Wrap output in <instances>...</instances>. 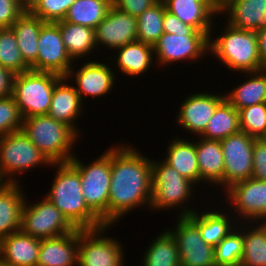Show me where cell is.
Instances as JSON below:
<instances>
[{
  "label": "cell",
  "instance_id": "obj_49",
  "mask_svg": "<svg viewBox=\"0 0 266 266\" xmlns=\"http://www.w3.org/2000/svg\"><path fill=\"white\" fill-rule=\"evenodd\" d=\"M219 13L231 0H207Z\"/></svg>",
  "mask_w": 266,
  "mask_h": 266
},
{
  "label": "cell",
  "instance_id": "obj_32",
  "mask_svg": "<svg viewBox=\"0 0 266 266\" xmlns=\"http://www.w3.org/2000/svg\"><path fill=\"white\" fill-rule=\"evenodd\" d=\"M240 131L239 112L225 99L216 108L214 115L200 137L221 141Z\"/></svg>",
  "mask_w": 266,
  "mask_h": 266
},
{
  "label": "cell",
  "instance_id": "obj_29",
  "mask_svg": "<svg viewBox=\"0 0 266 266\" xmlns=\"http://www.w3.org/2000/svg\"><path fill=\"white\" fill-rule=\"evenodd\" d=\"M118 68L129 76L143 75L151 67L154 56L153 46L142 41H133L117 49Z\"/></svg>",
  "mask_w": 266,
  "mask_h": 266
},
{
  "label": "cell",
  "instance_id": "obj_51",
  "mask_svg": "<svg viewBox=\"0 0 266 266\" xmlns=\"http://www.w3.org/2000/svg\"><path fill=\"white\" fill-rule=\"evenodd\" d=\"M261 140L266 144V133L261 137Z\"/></svg>",
  "mask_w": 266,
  "mask_h": 266
},
{
  "label": "cell",
  "instance_id": "obj_18",
  "mask_svg": "<svg viewBox=\"0 0 266 266\" xmlns=\"http://www.w3.org/2000/svg\"><path fill=\"white\" fill-rule=\"evenodd\" d=\"M73 69L69 70L66 77L75 79V89L81 100L83 95L96 98L108 94L115 84V73L108 64L89 60L76 72Z\"/></svg>",
  "mask_w": 266,
  "mask_h": 266
},
{
  "label": "cell",
  "instance_id": "obj_24",
  "mask_svg": "<svg viewBox=\"0 0 266 266\" xmlns=\"http://www.w3.org/2000/svg\"><path fill=\"white\" fill-rule=\"evenodd\" d=\"M19 185V182L6 183L0 189V240L20 230L26 197Z\"/></svg>",
  "mask_w": 266,
  "mask_h": 266
},
{
  "label": "cell",
  "instance_id": "obj_13",
  "mask_svg": "<svg viewBox=\"0 0 266 266\" xmlns=\"http://www.w3.org/2000/svg\"><path fill=\"white\" fill-rule=\"evenodd\" d=\"M176 229H169L179 251L180 266H216L214 247L202 239L198 226L188 216H178Z\"/></svg>",
  "mask_w": 266,
  "mask_h": 266
},
{
  "label": "cell",
  "instance_id": "obj_10",
  "mask_svg": "<svg viewBox=\"0 0 266 266\" xmlns=\"http://www.w3.org/2000/svg\"><path fill=\"white\" fill-rule=\"evenodd\" d=\"M109 227L79 229L78 266H122L125 256L122 245L102 235Z\"/></svg>",
  "mask_w": 266,
  "mask_h": 266
},
{
  "label": "cell",
  "instance_id": "obj_4",
  "mask_svg": "<svg viewBox=\"0 0 266 266\" xmlns=\"http://www.w3.org/2000/svg\"><path fill=\"white\" fill-rule=\"evenodd\" d=\"M225 29L221 36L209 38V52L234 71L244 74L263 70L256 32L230 24Z\"/></svg>",
  "mask_w": 266,
  "mask_h": 266
},
{
  "label": "cell",
  "instance_id": "obj_40",
  "mask_svg": "<svg viewBox=\"0 0 266 266\" xmlns=\"http://www.w3.org/2000/svg\"><path fill=\"white\" fill-rule=\"evenodd\" d=\"M23 117L13 96L0 98V137L20 131Z\"/></svg>",
  "mask_w": 266,
  "mask_h": 266
},
{
  "label": "cell",
  "instance_id": "obj_48",
  "mask_svg": "<svg viewBox=\"0 0 266 266\" xmlns=\"http://www.w3.org/2000/svg\"><path fill=\"white\" fill-rule=\"evenodd\" d=\"M41 0H18L19 6L23 11H32Z\"/></svg>",
  "mask_w": 266,
  "mask_h": 266
},
{
  "label": "cell",
  "instance_id": "obj_25",
  "mask_svg": "<svg viewBox=\"0 0 266 266\" xmlns=\"http://www.w3.org/2000/svg\"><path fill=\"white\" fill-rule=\"evenodd\" d=\"M179 216H188L197 226L204 242L212 247H216L230 232L234 230L235 223L225 213L221 211L206 212L197 214L192 209H181ZM232 222V223H231ZM233 224V225H232Z\"/></svg>",
  "mask_w": 266,
  "mask_h": 266
},
{
  "label": "cell",
  "instance_id": "obj_8",
  "mask_svg": "<svg viewBox=\"0 0 266 266\" xmlns=\"http://www.w3.org/2000/svg\"><path fill=\"white\" fill-rule=\"evenodd\" d=\"M151 167L152 200L150 207L152 210L178 208L180 205L183 206L184 201L190 200L188 198L193 195L194 186L192 181L183 177L164 160L151 161Z\"/></svg>",
  "mask_w": 266,
  "mask_h": 266
},
{
  "label": "cell",
  "instance_id": "obj_7",
  "mask_svg": "<svg viewBox=\"0 0 266 266\" xmlns=\"http://www.w3.org/2000/svg\"><path fill=\"white\" fill-rule=\"evenodd\" d=\"M42 164L51 165L22 130L0 137V173L7 183H18L14 174Z\"/></svg>",
  "mask_w": 266,
  "mask_h": 266
},
{
  "label": "cell",
  "instance_id": "obj_26",
  "mask_svg": "<svg viewBox=\"0 0 266 266\" xmlns=\"http://www.w3.org/2000/svg\"><path fill=\"white\" fill-rule=\"evenodd\" d=\"M196 142V155L200 171V183L224 185V158L221 143L202 137Z\"/></svg>",
  "mask_w": 266,
  "mask_h": 266
},
{
  "label": "cell",
  "instance_id": "obj_17",
  "mask_svg": "<svg viewBox=\"0 0 266 266\" xmlns=\"http://www.w3.org/2000/svg\"><path fill=\"white\" fill-rule=\"evenodd\" d=\"M225 100V95L195 93L188 96L183 104L176 119L178 126L191 131L199 136L204 132L209 120L214 115L216 108ZM178 120V121H177Z\"/></svg>",
  "mask_w": 266,
  "mask_h": 266
},
{
  "label": "cell",
  "instance_id": "obj_43",
  "mask_svg": "<svg viewBox=\"0 0 266 266\" xmlns=\"http://www.w3.org/2000/svg\"><path fill=\"white\" fill-rule=\"evenodd\" d=\"M252 177L266 181V144L261 139L254 142Z\"/></svg>",
  "mask_w": 266,
  "mask_h": 266
},
{
  "label": "cell",
  "instance_id": "obj_35",
  "mask_svg": "<svg viewBox=\"0 0 266 266\" xmlns=\"http://www.w3.org/2000/svg\"><path fill=\"white\" fill-rule=\"evenodd\" d=\"M257 221L251 230L243 229V256L240 266H266V222Z\"/></svg>",
  "mask_w": 266,
  "mask_h": 266
},
{
  "label": "cell",
  "instance_id": "obj_15",
  "mask_svg": "<svg viewBox=\"0 0 266 266\" xmlns=\"http://www.w3.org/2000/svg\"><path fill=\"white\" fill-rule=\"evenodd\" d=\"M226 197L243 219L266 222V181L253 177L233 183L226 190ZM261 219V221H260Z\"/></svg>",
  "mask_w": 266,
  "mask_h": 266
},
{
  "label": "cell",
  "instance_id": "obj_38",
  "mask_svg": "<svg viewBox=\"0 0 266 266\" xmlns=\"http://www.w3.org/2000/svg\"><path fill=\"white\" fill-rule=\"evenodd\" d=\"M238 227H234V230L214 248L216 266H240L244 241L239 222Z\"/></svg>",
  "mask_w": 266,
  "mask_h": 266
},
{
  "label": "cell",
  "instance_id": "obj_41",
  "mask_svg": "<svg viewBox=\"0 0 266 266\" xmlns=\"http://www.w3.org/2000/svg\"><path fill=\"white\" fill-rule=\"evenodd\" d=\"M76 0H41L31 11L44 22H58L65 18Z\"/></svg>",
  "mask_w": 266,
  "mask_h": 266
},
{
  "label": "cell",
  "instance_id": "obj_50",
  "mask_svg": "<svg viewBox=\"0 0 266 266\" xmlns=\"http://www.w3.org/2000/svg\"><path fill=\"white\" fill-rule=\"evenodd\" d=\"M7 182L3 179L0 173V189L6 184Z\"/></svg>",
  "mask_w": 266,
  "mask_h": 266
},
{
  "label": "cell",
  "instance_id": "obj_6",
  "mask_svg": "<svg viewBox=\"0 0 266 266\" xmlns=\"http://www.w3.org/2000/svg\"><path fill=\"white\" fill-rule=\"evenodd\" d=\"M79 172L82 194L88 207L108 225V201L111 183V148L85 165L75 156L69 161Z\"/></svg>",
  "mask_w": 266,
  "mask_h": 266
},
{
  "label": "cell",
  "instance_id": "obj_14",
  "mask_svg": "<svg viewBox=\"0 0 266 266\" xmlns=\"http://www.w3.org/2000/svg\"><path fill=\"white\" fill-rule=\"evenodd\" d=\"M72 63L73 60L66 51L59 26L53 22H45L38 38L37 61L30 70L66 77L72 68Z\"/></svg>",
  "mask_w": 266,
  "mask_h": 266
},
{
  "label": "cell",
  "instance_id": "obj_44",
  "mask_svg": "<svg viewBox=\"0 0 266 266\" xmlns=\"http://www.w3.org/2000/svg\"><path fill=\"white\" fill-rule=\"evenodd\" d=\"M157 0H112V5L132 16L138 17Z\"/></svg>",
  "mask_w": 266,
  "mask_h": 266
},
{
  "label": "cell",
  "instance_id": "obj_12",
  "mask_svg": "<svg viewBox=\"0 0 266 266\" xmlns=\"http://www.w3.org/2000/svg\"><path fill=\"white\" fill-rule=\"evenodd\" d=\"M153 49L158 65L167 66L184 59L195 61L209 52V37L205 33H163Z\"/></svg>",
  "mask_w": 266,
  "mask_h": 266
},
{
  "label": "cell",
  "instance_id": "obj_1",
  "mask_svg": "<svg viewBox=\"0 0 266 266\" xmlns=\"http://www.w3.org/2000/svg\"><path fill=\"white\" fill-rule=\"evenodd\" d=\"M120 146L111 148L108 225L136 207H150L152 200V160L127 143Z\"/></svg>",
  "mask_w": 266,
  "mask_h": 266
},
{
  "label": "cell",
  "instance_id": "obj_52",
  "mask_svg": "<svg viewBox=\"0 0 266 266\" xmlns=\"http://www.w3.org/2000/svg\"><path fill=\"white\" fill-rule=\"evenodd\" d=\"M0 266H10V265L4 264L2 261H0Z\"/></svg>",
  "mask_w": 266,
  "mask_h": 266
},
{
  "label": "cell",
  "instance_id": "obj_37",
  "mask_svg": "<svg viewBox=\"0 0 266 266\" xmlns=\"http://www.w3.org/2000/svg\"><path fill=\"white\" fill-rule=\"evenodd\" d=\"M0 65L15 75L30 70L24 62L12 28H0Z\"/></svg>",
  "mask_w": 266,
  "mask_h": 266
},
{
  "label": "cell",
  "instance_id": "obj_34",
  "mask_svg": "<svg viewBox=\"0 0 266 266\" xmlns=\"http://www.w3.org/2000/svg\"><path fill=\"white\" fill-rule=\"evenodd\" d=\"M144 253L142 266H180L177 243L169 231H163Z\"/></svg>",
  "mask_w": 266,
  "mask_h": 266
},
{
  "label": "cell",
  "instance_id": "obj_33",
  "mask_svg": "<svg viewBox=\"0 0 266 266\" xmlns=\"http://www.w3.org/2000/svg\"><path fill=\"white\" fill-rule=\"evenodd\" d=\"M111 6L112 0H76L63 20L95 29Z\"/></svg>",
  "mask_w": 266,
  "mask_h": 266
},
{
  "label": "cell",
  "instance_id": "obj_11",
  "mask_svg": "<svg viewBox=\"0 0 266 266\" xmlns=\"http://www.w3.org/2000/svg\"><path fill=\"white\" fill-rule=\"evenodd\" d=\"M256 138L244 132L220 141L224 158V188L253 176V148Z\"/></svg>",
  "mask_w": 266,
  "mask_h": 266
},
{
  "label": "cell",
  "instance_id": "obj_47",
  "mask_svg": "<svg viewBox=\"0 0 266 266\" xmlns=\"http://www.w3.org/2000/svg\"><path fill=\"white\" fill-rule=\"evenodd\" d=\"M258 39L259 55L263 69H266V28L256 32Z\"/></svg>",
  "mask_w": 266,
  "mask_h": 266
},
{
  "label": "cell",
  "instance_id": "obj_46",
  "mask_svg": "<svg viewBox=\"0 0 266 266\" xmlns=\"http://www.w3.org/2000/svg\"><path fill=\"white\" fill-rule=\"evenodd\" d=\"M15 74L0 65V98L12 95Z\"/></svg>",
  "mask_w": 266,
  "mask_h": 266
},
{
  "label": "cell",
  "instance_id": "obj_54",
  "mask_svg": "<svg viewBox=\"0 0 266 266\" xmlns=\"http://www.w3.org/2000/svg\"><path fill=\"white\" fill-rule=\"evenodd\" d=\"M0 261H1V240H0Z\"/></svg>",
  "mask_w": 266,
  "mask_h": 266
},
{
  "label": "cell",
  "instance_id": "obj_30",
  "mask_svg": "<svg viewBox=\"0 0 266 266\" xmlns=\"http://www.w3.org/2000/svg\"><path fill=\"white\" fill-rule=\"evenodd\" d=\"M55 23L60 28L66 51L72 60L88 56V53L95 51V29L64 20Z\"/></svg>",
  "mask_w": 266,
  "mask_h": 266
},
{
  "label": "cell",
  "instance_id": "obj_9",
  "mask_svg": "<svg viewBox=\"0 0 266 266\" xmlns=\"http://www.w3.org/2000/svg\"><path fill=\"white\" fill-rule=\"evenodd\" d=\"M25 198L20 230L32 237L47 239L68 234L76 228L67 220L63 213L44 197L41 202L27 205Z\"/></svg>",
  "mask_w": 266,
  "mask_h": 266
},
{
  "label": "cell",
  "instance_id": "obj_36",
  "mask_svg": "<svg viewBox=\"0 0 266 266\" xmlns=\"http://www.w3.org/2000/svg\"><path fill=\"white\" fill-rule=\"evenodd\" d=\"M164 3L156 2L137 17V40L154 46L163 32Z\"/></svg>",
  "mask_w": 266,
  "mask_h": 266
},
{
  "label": "cell",
  "instance_id": "obj_23",
  "mask_svg": "<svg viewBox=\"0 0 266 266\" xmlns=\"http://www.w3.org/2000/svg\"><path fill=\"white\" fill-rule=\"evenodd\" d=\"M222 12L232 27L255 32L266 28V0H231Z\"/></svg>",
  "mask_w": 266,
  "mask_h": 266
},
{
  "label": "cell",
  "instance_id": "obj_39",
  "mask_svg": "<svg viewBox=\"0 0 266 266\" xmlns=\"http://www.w3.org/2000/svg\"><path fill=\"white\" fill-rule=\"evenodd\" d=\"M241 132L256 139L266 133V102L238 110Z\"/></svg>",
  "mask_w": 266,
  "mask_h": 266
},
{
  "label": "cell",
  "instance_id": "obj_5",
  "mask_svg": "<svg viewBox=\"0 0 266 266\" xmlns=\"http://www.w3.org/2000/svg\"><path fill=\"white\" fill-rule=\"evenodd\" d=\"M61 78L33 70L15 75L12 96L23 118L48 114L55 84Z\"/></svg>",
  "mask_w": 266,
  "mask_h": 266
},
{
  "label": "cell",
  "instance_id": "obj_21",
  "mask_svg": "<svg viewBox=\"0 0 266 266\" xmlns=\"http://www.w3.org/2000/svg\"><path fill=\"white\" fill-rule=\"evenodd\" d=\"M164 5L168 12L183 23L211 37L213 26L211 19L220 13L207 0H167Z\"/></svg>",
  "mask_w": 266,
  "mask_h": 266
},
{
  "label": "cell",
  "instance_id": "obj_31",
  "mask_svg": "<svg viewBox=\"0 0 266 266\" xmlns=\"http://www.w3.org/2000/svg\"><path fill=\"white\" fill-rule=\"evenodd\" d=\"M247 75L249 80L225 95V99L237 110L266 102V69L247 72Z\"/></svg>",
  "mask_w": 266,
  "mask_h": 266
},
{
  "label": "cell",
  "instance_id": "obj_3",
  "mask_svg": "<svg viewBox=\"0 0 266 266\" xmlns=\"http://www.w3.org/2000/svg\"><path fill=\"white\" fill-rule=\"evenodd\" d=\"M21 130L51 164L69 162L74 156L70 151L79 135L48 114L23 118Z\"/></svg>",
  "mask_w": 266,
  "mask_h": 266
},
{
  "label": "cell",
  "instance_id": "obj_2",
  "mask_svg": "<svg viewBox=\"0 0 266 266\" xmlns=\"http://www.w3.org/2000/svg\"><path fill=\"white\" fill-rule=\"evenodd\" d=\"M50 166H57V173L45 198L56 206L76 229L105 226L85 202L78 170L70 162L53 163Z\"/></svg>",
  "mask_w": 266,
  "mask_h": 266
},
{
  "label": "cell",
  "instance_id": "obj_16",
  "mask_svg": "<svg viewBox=\"0 0 266 266\" xmlns=\"http://www.w3.org/2000/svg\"><path fill=\"white\" fill-rule=\"evenodd\" d=\"M137 40V17L111 6L105 18L95 28L96 46L102 44L109 49Z\"/></svg>",
  "mask_w": 266,
  "mask_h": 266
},
{
  "label": "cell",
  "instance_id": "obj_20",
  "mask_svg": "<svg viewBox=\"0 0 266 266\" xmlns=\"http://www.w3.org/2000/svg\"><path fill=\"white\" fill-rule=\"evenodd\" d=\"M67 77H62L56 84L52 93L51 106L48 115L56 121L70 126L78 135L79 129L75 120L82 113L84 103L75 87L69 86Z\"/></svg>",
  "mask_w": 266,
  "mask_h": 266
},
{
  "label": "cell",
  "instance_id": "obj_27",
  "mask_svg": "<svg viewBox=\"0 0 266 266\" xmlns=\"http://www.w3.org/2000/svg\"><path fill=\"white\" fill-rule=\"evenodd\" d=\"M45 22L30 11H24L11 26L24 62L31 68L37 61L38 38Z\"/></svg>",
  "mask_w": 266,
  "mask_h": 266
},
{
  "label": "cell",
  "instance_id": "obj_22",
  "mask_svg": "<svg viewBox=\"0 0 266 266\" xmlns=\"http://www.w3.org/2000/svg\"><path fill=\"white\" fill-rule=\"evenodd\" d=\"M41 239L21 230L1 239V261L10 266H37Z\"/></svg>",
  "mask_w": 266,
  "mask_h": 266
},
{
  "label": "cell",
  "instance_id": "obj_53",
  "mask_svg": "<svg viewBox=\"0 0 266 266\" xmlns=\"http://www.w3.org/2000/svg\"><path fill=\"white\" fill-rule=\"evenodd\" d=\"M167 0H157V2L165 3Z\"/></svg>",
  "mask_w": 266,
  "mask_h": 266
},
{
  "label": "cell",
  "instance_id": "obj_28",
  "mask_svg": "<svg viewBox=\"0 0 266 266\" xmlns=\"http://www.w3.org/2000/svg\"><path fill=\"white\" fill-rule=\"evenodd\" d=\"M165 162L194 184L200 183V171L196 155V142L178 137L171 141Z\"/></svg>",
  "mask_w": 266,
  "mask_h": 266
},
{
  "label": "cell",
  "instance_id": "obj_45",
  "mask_svg": "<svg viewBox=\"0 0 266 266\" xmlns=\"http://www.w3.org/2000/svg\"><path fill=\"white\" fill-rule=\"evenodd\" d=\"M163 32L168 34L178 33H204L196 30L194 27L183 23L178 17L167 10L164 11Z\"/></svg>",
  "mask_w": 266,
  "mask_h": 266
},
{
  "label": "cell",
  "instance_id": "obj_42",
  "mask_svg": "<svg viewBox=\"0 0 266 266\" xmlns=\"http://www.w3.org/2000/svg\"><path fill=\"white\" fill-rule=\"evenodd\" d=\"M23 12L18 0H0V28H10Z\"/></svg>",
  "mask_w": 266,
  "mask_h": 266
},
{
  "label": "cell",
  "instance_id": "obj_19",
  "mask_svg": "<svg viewBox=\"0 0 266 266\" xmlns=\"http://www.w3.org/2000/svg\"><path fill=\"white\" fill-rule=\"evenodd\" d=\"M79 229L56 237L41 239L37 266H76Z\"/></svg>",
  "mask_w": 266,
  "mask_h": 266
}]
</instances>
